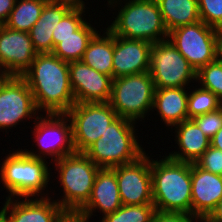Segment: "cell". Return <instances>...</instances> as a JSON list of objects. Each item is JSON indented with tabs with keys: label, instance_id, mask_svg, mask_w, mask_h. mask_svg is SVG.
Here are the masks:
<instances>
[{
	"label": "cell",
	"instance_id": "33",
	"mask_svg": "<svg viewBox=\"0 0 222 222\" xmlns=\"http://www.w3.org/2000/svg\"><path fill=\"white\" fill-rule=\"evenodd\" d=\"M195 164L205 171L222 176V151L209 146Z\"/></svg>",
	"mask_w": 222,
	"mask_h": 222
},
{
	"label": "cell",
	"instance_id": "29",
	"mask_svg": "<svg viewBox=\"0 0 222 222\" xmlns=\"http://www.w3.org/2000/svg\"><path fill=\"white\" fill-rule=\"evenodd\" d=\"M196 82L201 88L211 91L222 101V61L216 59L202 66L196 73Z\"/></svg>",
	"mask_w": 222,
	"mask_h": 222
},
{
	"label": "cell",
	"instance_id": "16",
	"mask_svg": "<svg viewBox=\"0 0 222 222\" xmlns=\"http://www.w3.org/2000/svg\"><path fill=\"white\" fill-rule=\"evenodd\" d=\"M69 76L75 103L109 102L112 78L82 61L69 62Z\"/></svg>",
	"mask_w": 222,
	"mask_h": 222
},
{
	"label": "cell",
	"instance_id": "11",
	"mask_svg": "<svg viewBox=\"0 0 222 222\" xmlns=\"http://www.w3.org/2000/svg\"><path fill=\"white\" fill-rule=\"evenodd\" d=\"M66 114L72 123L76 152H84L118 118L109 102L75 103Z\"/></svg>",
	"mask_w": 222,
	"mask_h": 222
},
{
	"label": "cell",
	"instance_id": "41",
	"mask_svg": "<svg viewBox=\"0 0 222 222\" xmlns=\"http://www.w3.org/2000/svg\"><path fill=\"white\" fill-rule=\"evenodd\" d=\"M0 222H7V220L0 214Z\"/></svg>",
	"mask_w": 222,
	"mask_h": 222
},
{
	"label": "cell",
	"instance_id": "30",
	"mask_svg": "<svg viewBox=\"0 0 222 222\" xmlns=\"http://www.w3.org/2000/svg\"><path fill=\"white\" fill-rule=\"evenodd\" d=\"M84 10L83 8H71L58 22L52 32L53 49L60 43V39L74 35V32L86 21L83 17Z\"/></svg>",
	"mask_w": 222,
	"mask_h": 222
},
{
	"label": "cell",
	"instance_id": "4",
	"mask_svg": "<svg viewBox=\"0 0 222 222\" xmlns=\"http://www.w3.org/2000/svg\"><path fill=\"white\" fill-rule=\"evenodd\" d=\"M11 152L0 164V180L10 192L6 198L49 197L42 193L51 179L49 163L28 155L22 148Z\"/></svg>",
	"mask_w": 222,
	"mask_h": 222
},
{
	"label": "cell",
	"instance_id": "15",
	"mask_svg": "<svg viewBox=\"0 0 222 222\" xmlns=\"http://www.w3.org/2000/svg\"><path fill=\"white\" fill-rule=\"evenodd\" d=\"M37 52L28 32L2 25L0 29V65L8 76H22L31 66Z\"/></svg>",
	"mask_w": 222,
	"mask_h": 222
},
{
	"label": "cell",
	"instance_id": "35",
	"mask_svg": "<svg viewBox=\"0 0 222 222\" xmlns=\"http://www.w3.org/2000/svg\"><path fill=\"white\" fill-rule=\"evenodd\" d=\"M16 0H0V23L4 25L15 6Z\"/></svg>",
	"mask_w": 222,
	"mask_h": 222
},
{
	"label": "cell",
	"instance_id": "34",
	"mask_svg": "<svg viewBox=\"0 0 222 222\" xmlns=\"http://www.w3.org/2000/svg\"><path fill=\"white\" fill-rule=\"evenodd\" d=\"M194 221L203 222V220L186 213L155 211L152 218V222H194Z\"/></svg>",
	"mask_w": 222,
	"mask_h": 222
},
{
	"label": "cell",
	"instance_id": "19",
	"mask_svg": "<svg viewBox=\"0 0 222 222\" xmlns=\"http://www.w3.org/2000/svg\"><path fill=\"white\" fill-rule=\"evenodd\" d=\"M151 42L114 35L113 79L150 70Z\"/></svg>",
	"mask_w": 222,
	"mask_h": 222
},
{
	"label": "cell",
	"instance_id": "3",
	"mask_svg": "<svg viewBox=\"0 0 222 222\" xmlns=\"http://www.w3.org/2000/svg\"><path fill=\"white\" fill-rule=\"evenodd\" d=\"M110 8H117L115 20L107 28L118 37L157 43L168 39L156 0H107ZM121 3H119V2ZM117 5V6H116Z\"/></svg>",
	"mask_w": 222,
	"mask_h": 222
},
{
	"label": "cell",
	"instance_id": "10",
	"mask_svg": "<svg viewBox=\"0 0 222 222\" xmlns=\"http://www.w3.org/2000/svg\"><path fill=\"white\" fill-rule=\"evenodd\" d=\"M218 30L203 21L177 27L168 32V40L198 71L217 59Z\"/></svg>",
	"mask_w": 222,
	"mask_h": 222
},
{
	"label": "cell",
	"instance_id": "27",
	"mask_svg": "<svg viewBox=\"0 0 222 222\" xmlns=\"http://www.w3.org/2000/svg\"><path fill=\"white\" fill-rule=\"evenodd\" d=\"M188 95V119L213 112L222 107V101L211 91L203 88L193 89Z\"/></svg>",
	"mask_w": 222,
	"mask_h": 222
},
{
	"label": "cell",
	"instance_id": "14",
	"mask_svg": "<svg viewBox=\"0 0 222 222\" xmlns=\"http://www.w3.org/2000/svg\"><path fill=\"white\" fill-rule=\"evenodd\" d=\"M16 199L6 198L0 210L7 222H67L71 218L51 197Z\"/></svg>",
	"mask_w": 222,
	"mask_h": 222
},
{
	"label": "cell",
	"instance_id": "17",
	"mask_svg": "<svg viewBox=\"0 0 222 222\" xmlns=\"http://www.w3.org/2000/svg\"><path fill=\"white\" fill-rule=\"evenodd\" d=\"M122 205L115 172L111 168H100L89 201L73 218L80 222H89L93 212H97L95 210H100L104 217L114 213Z\"/></svg>",
	"mask_w": 222,
	"mask_h": 222
},
{
	"label": "cell",
	"instance_id": "42",
	"mask_svg": "<svg viewBox=\"0 0 222 222\" xmlns=\"http://www.w3.org/2000/svg\"><path fill=\"white\" fill-rule=\"evenodd\" d=\"M69 222H80V221H78V220H76V219H74V218H70V219H69Z\"/></svg>",
	"mask_w": 222,
	"mask_h": 222
},
{
	"label": "cell",
	"instance_id": "37",
	"mask_svg": "<svg viewBox=\"0 0 222 222\" xmlns=\"http://www.w3.org/2000/svg\"><path fill=\"white\" fill-rule=\"evenodd\" d=\"M210 146L222 151V127L210 139Z\"/></svg>",
	"mask_w": 222,
	"mask_h": 222
},
{
	"label": "cell",
	"instance_id": "12",
	"mask_svg": "<svg viewBox=\"0 0 222 222\" xmlns=\"http://www.w3.org/2000/svg\"><path fill=\"white\" fill-rule=\"evenodd\" d=\"M38 113L27 81L22 76H8L0 86L1 131L4 129L6 132L27 117L31 119L40 115Z\"/></svg>",
	"mask_w": 222,
	"mask_h": 222
},
{
	"label": "cell",
	"instance_id": "20",
	"mask_svg": "<svg viewBox=\"0 0 222 222\" xmlns=\"http://www.w3.org/2000/svg\"><path fill=\"white\" fill-rule=\"evenodd\" d=\"M175 144L179 151L170 152L167 156L173 160L196 163L209 148L210 139L200 130L192 119L174 125Z\"/></svg>",
	"mask_w": 222,
	"mask_h": 222
},
{
	"label": "cell",
	"instance_id": "8",
	"mask_svg": "<svg viewBox=\"0 0 222 222\" xmlns=\"http://www.w3.org/2000/svg\"><path fill=\"white\" fill-rule=\"evenodd\" d=\"M33 124V136L39 151L24 149L28 155L44 160L52 157V163L76 152L73 145L72 123L66 113H46V116L40 114L34 119Z\"/></svg>",
	"mask_w": 222,
	"mask_h": 222
},
{
	"label": "cell",
	"instance_id": "13",
	"mask_svg": "<svg viewBox=\"0 0 222 222\" xmlns=\"http://www.w3.org/2000/svg\"><path fill=\"white\" fill-rule=\"evenodd\" d=\"M123 205L153 204L151 159L146 153L137 161L111 168Z\"/></svg>",
	"mask_w": 222,
	"mask_h": 222
},
{
	"label": "cell",
	"instance_id": "22",
	"mask_svg": "<svg viewBox=\"0 0 222 222\" xmlns=\"http://www.w3.org/2000/svg\"><path fill=\"white\" fill-rule=\"evenodd\" d=\"M186 88L155 89L153 110L157 111L161 121L171 128L188 119V90Z\"/></svg>",
	"mask_w": 222,
	"mask_h": 222
},
{
	"label": "cell",
	"instance_id": "6",
	"mask_svg": "<svg viewBox=\"0 0 222 222\" xmlns=\"http://www.w3.org/2000/svg\"><path fill=\"white\" fill-rule=\"evenodd\" d=\"M53 163L64 194L55 201L73 218L89 201L100 167L83 152H75Z\"/></svg>",
	"mask_w": 222,
	"mask_h": 222
},
{
	"label": "cell",
	"instance_id": "9",
	"mask_svg": "<svg viewBox=\"0 0 222 222\" xmlns=\"http://www.w3.org/2000/svg\"><path fill=\"white\" fill-rule=\"evenodd\" d=\"M150 75L155 89L187 88L197 71L167 39L151 45Z\"/></svg>",
	"mask_w": 222,
	"mask_h": 222
},
{
	"label": "cell",
	"instance_id": "7",
	"mask_svg": "<svg viewBox=\"0 0 222 222\" xmlns=\"http://www.w3.org/2000/svg\"><path fill=\"white\" fill-rule=\"evenodd\" d=\"M155 85L149 71L112 80L109 104L118 117L144 120L153 109Z\"/></svg>",
	"mask_w": 222,
	"mask_h": 222
},
{
	"label": "cell",
	"instance_id": "2",
	"mask_svg": "<svg viewBox=\"0 0 222 222\" xmlns=\"http://www.w3.org/2000/svg\"><path fill=\"white\" fill-rule=\"evenodd\" d=\"M151 175L155 210L191 215V163L151 158Z\"/></svg>",
	"mask_w": 222,
	"mask_h": 222
},
{
	"label": "cell",
	"instance_id": "26",
	"mask_svg": "<svg viewBox=\"0 0 222 222\" xmlns=\"http://www.w3.org/2000/svg\"><path fill=\"white\" fill-rule=\"evenodd\" d=\"M49 0H16L7 22L4 24L16 31L29 32L41 16Z\"/></svg>",
	"mask_w": 222,
	"mask_h": 222
},
{
	"label": "cell",
	"instance_id": "36",
	"mask_svg": "<svg viewBox=\"0 0 222 222\" xmlns=\"http://www.w3.org/2000/svg\"><path fill=\"white\" fill-rule=\"evenodd\" d=\"M203 222H222V199Z\"/></svg>",
	"mask_w": 222,
	"mask_h": 222
},
{
	"label": "cell",
	"instance_id": "1",
	"mask_svg": "<svg viewBox=\"0 0 222 222\" xmlns=\"http://www.w3.org/2000/svg\"><path fill=\"white\" fill-rule=\"evenodd\" d=\"M22 77L28 83L39 112L67 113L75 104L69 63L53 53H38Z\"/></svg>",
	"mask_w": 222,
	"mask_h": 222
},
{
	"label": "cell",
	"instance_id": "38",
	"mask_svg": "<svg viewBox=\"0 0 222 222\" xmlns=\"http://www.w3.org/2000/svg\"><path fill=\"white\" fill-rule=\"evenodd\" d=\"M54 1H58L67 5H70L72 8L86 9L85 2L83 0H54Z\"/></svg>",
	"mask_w": 222,
	"mask_h": 222
},
{
	"label": "cell",
	"instance_id": "39",
	"mask_svg": "<svg viewBox=\"0 0 222 222\" xmlns=\"http://www.w3.org/2000/svg\"><path fill=\"white\" fill-rule=\"evenodd\" d=\"M217 59L222 61V30H218L217 35Z\"/></svg>",
	"mask_w": 222,
	"mask_h": 222
},
{
	"label": "cell",
	"instance_id": "5",
	"mask_svg": "<svg viewBox=\"0 0 222 222\" xmlns=\"http://www.w3.org/2000/svg\"><path fill=\"white\" fill-rule=\"evenodd\" d=\"M135 123L137 124L118 117L83 153L100 168H112L137 161L146 152L136 139Z\"/></svg>",
	"mask_w": 222,
	"mask_h": 222
},
{
	"label": "cell",
	"instance_id": "28",
	"mask_svg": "<svg viewBox=\"0 0 222 222\" xmlns=\"http://www.w3.org/2000/svg\"><path fill=\"white\" fill-rule=\"evenodd\" d=\"M153 204L122 205L114 213L105 215L100 222H152Z\"/></svg>",
	"mask_w": 222,
	"mask_h": 222
},
{
	"label": "cell",
	"instance_id": "40",
	"mask_svg": "<svg viewBox=\"0 0 222 222\" xmlns=\"http://www.w3.org/2000/svg\"><path fill=\"white\" fill-rule=\"evenodd\" d=\"M7 77L8 75L5 73V71L0 65V83H2Z\"/></svg>",
	"mask_w": 222,
	"mask_h": 222
},
{
	"label": "cell",
	"instance_id": "31",
	"mask_svg": "<svg viewBox=\"0 0 222 222\" xmlns=\"http://www.w3.org/2000/svg\"><path fill=\"white\" fill-rule=\"evenodd\" d=\"M200 20L222 30V0H198Z\"/></svg>",
	"mask_w": 222,
	"mask_h": 222
},
{
	"label": "cell",
	"instance_id": "32",
	"mask_svg": "<svg viewBox=\"0 0 222 222\" xmlns=\"http://www.w3.org/2000/svg\"><path fill=\"white\" fill-rule=\"evenodd\" d=\"M192 120L211 139L222 127V107L216 111L193 117Z\"/></svg>",
	"mask_w": 222,
	"mask_h": 222
},
{
	"label": "cell",
	"instance_id": "18",
	"mask_svg": "<svg viewBox=\"0 0 222 222\" xmlns=\"http://www.w3.org/2000/svg\"><path fill=\"white\" fill-rule=\"evenodd\" d=\"M191 215L205 220L222 199V176L191 164Z\"/></svg>",
	"mask_w": 222,
	"mask_h": 222
},
{
	"label": "cell",
	"instance_id": "21",
	"mask_svg": "<svg viewBox=\"0 0 222 222\" xmlns=\"http://www.w3.org/2000/svg\"><path fill=\"white\" fill-rule=\"evenodd\" d=\"M70 5L49 0L41 13L38 21L33 25L28 32L32 40L33 47L38 53H52L53 38L52 32L58 22L71 9Z\"/></svg>",
	"mask_w": 222,
	"mask_h": 222
},
{
	"label": "cell",
	"instance_id": "24",
	"mask_svg": "<svg viewBox=\"0 0 222 222\" xmlns=\"http://www.w3.org/2000/svg\"><path fill=\"white\" fill-rule=\"evenodd\" d=\"M167 31L200 21L198 0H156Z\"/></svg>",
	"mask_w": 222,
	"mask_h": 222
},
{
	"label": "cell",
	"instance_id": "23",
	"mask_svg": "<svg viewBox=\"0 0 222 222\" xmlns=\"http://www.w3.org/2000/svg\"><path fill=\"white\" fill-rule=\"evenodd\" d=\"M105 29L103 35L97 32L93 36L81 61L113 79L114 35L108 28Z\"/></svg>",
	"mask_w": 222,
	"mask_h": 222
},
{
	"label": "cell",
	"instance_id": "25",
	"mask_svg": "<svg viewBox=\"0 0 222 222\" xmlns=\"http://www.w3.org/2000/svg\"><path fill=\"white\" fill-rule=\"evenodd\" d=\"M95 27L85 21L75 32L74 35L60 39L52 53L66 62L81 61L89 42L97 33Z\"/></svg>",
	"mask_w": 222,
	"mask_h": 222
}]
</instances>
